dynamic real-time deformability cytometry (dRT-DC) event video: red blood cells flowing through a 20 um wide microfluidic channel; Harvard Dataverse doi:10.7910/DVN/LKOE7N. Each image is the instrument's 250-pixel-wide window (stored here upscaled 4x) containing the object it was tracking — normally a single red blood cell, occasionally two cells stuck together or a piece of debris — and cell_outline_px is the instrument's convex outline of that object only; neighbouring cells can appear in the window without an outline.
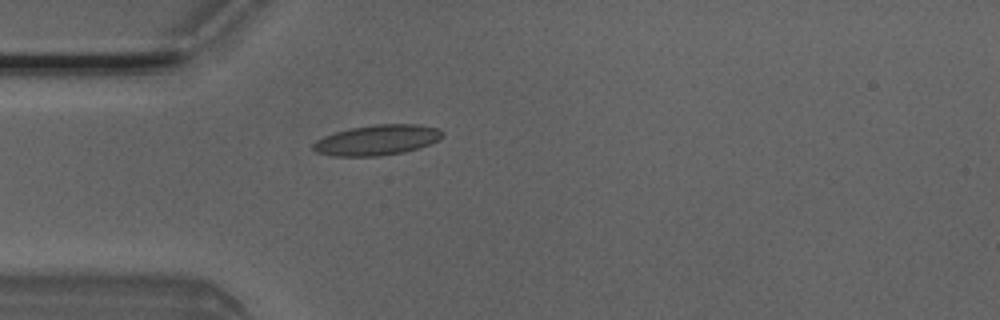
{"species": "Egyptian fruit bat (a non-hibernating species)", "species_latin": "Rousettus aegyptiacus", "temperature_condition": "room temperature", "stored_images_in_passage": 1, "camera_frame_rate_fps": 3000, "um_per_image_px": 0.085, "animal": {"sex": "male"}, "frame": {"image": 1, "passage_image": 1, "time_ms": 0.0, "image_size_px": [1000, 320], "cell_outline_px": [[444, 136], [440, 140], [420, 148], [404, 152], [380, 156], [332, 156], [316, 152], [312, 148], [312, 144], [316, 140], [324, 136], [336, 132], [352, 128], [376, 124], [420, 124], [440, 128], [444, 132]], "centroid_in_image_um": [32.11, 11.9], "position_along_channel_um": 52.9, "area_um2": 23.12}}